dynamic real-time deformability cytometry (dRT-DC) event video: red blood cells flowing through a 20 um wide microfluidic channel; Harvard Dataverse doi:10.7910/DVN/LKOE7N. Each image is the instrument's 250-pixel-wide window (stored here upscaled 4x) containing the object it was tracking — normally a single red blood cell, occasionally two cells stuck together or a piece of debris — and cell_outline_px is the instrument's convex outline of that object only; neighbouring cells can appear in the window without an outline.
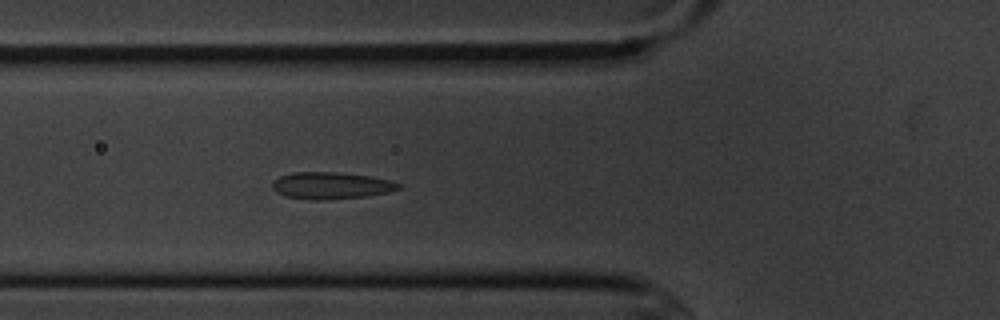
{"species": "common noctule bat (a hibernating species)", "species_latin": "Nyctalus noctula", "temperature_condition": "cold", "stored_images_in_passage": 4, "camera_frame_rate_fps": 3000, "um_per_image_px": 0.085, "animal": {"sex": "male", "body_mass_g": 20.1, "forearm_length_mm": 53.5}, "frame": {"image": 1, "passage_image": 4, "time_ms": 3.333, "image_size_px": [1000, 320], "cell_outline_px": [[400, 188], [388, 192], [368, 196], [320, 200], [312, 200], [284, 196], [276, 192], [272, 188], [272, 180], [280, 176], [292, 172], [336, 172], [368, 176], [388, 180], [400, 184]], "centroid_in_image_um": [28.08, 15.77], "position_along_channel_um": 97.7, "area_um2": 19.71}}